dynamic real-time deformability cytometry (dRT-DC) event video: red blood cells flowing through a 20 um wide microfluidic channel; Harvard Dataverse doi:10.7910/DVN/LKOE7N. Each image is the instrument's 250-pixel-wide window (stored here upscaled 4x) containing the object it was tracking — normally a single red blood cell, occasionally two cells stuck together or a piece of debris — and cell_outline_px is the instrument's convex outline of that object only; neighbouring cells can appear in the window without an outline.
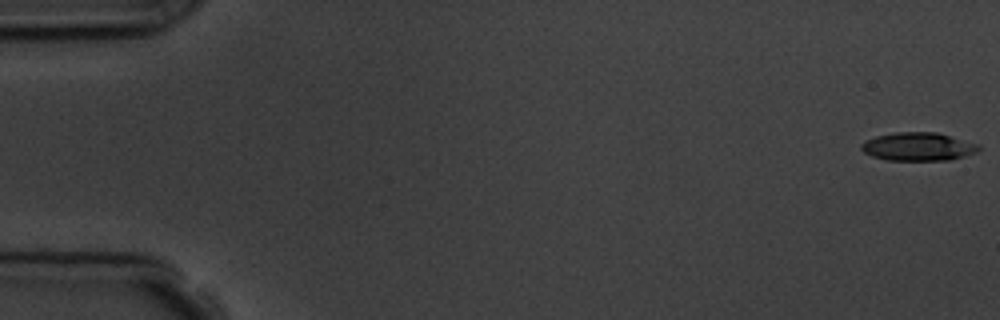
{"species": "common noctule bat (a hibernating species)", "species_latin": "Nyctalus noctula", "temperature_condition": "room temperature", "stored_images_in_passage": 5, "camera_frame_rate_fps": 3000, "um_per_image_px": 0.085, "animal": {"sex": "male", "body_mass_g": 19.5, "forearm_length_mm": 54.6}, "frame": {"image": 1, "passage_image": 1, "time_ms": 0.0, "image_size_px": [1000, 320], "cell_outline_px": [[980, 148], [976, 152], [952, 160], [888, 160], [872, 156], [864, 152], [860, 148], [860, 144], [864, 140], [876, 136], [896, 132], [936, 132], [980, 144]], "centroid_in_image_um": [78.03, 12.46], "position_along_channel_um": 7.0, "area_um2": 19.42}}
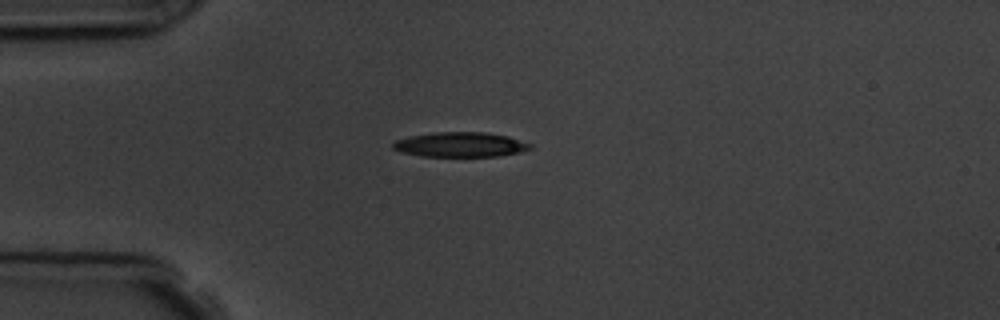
{"frame": {"image": 2, "passage_image": 5, "time_ms": 4.667, "image_size_px": [1000, 320], "cell_outline_px": [[532, 148], [520, 152], [500, 156], [420, 156], [400, 152], [392, 148], [392, 144], [396, 140], [408, 136], [436, 132], [484, 132], [508, 136], [532, 144]], "centroid_in_image_um": [39.11, 12.29], "position_along_channel_um": 45.9, "area_um2": 19.88}}